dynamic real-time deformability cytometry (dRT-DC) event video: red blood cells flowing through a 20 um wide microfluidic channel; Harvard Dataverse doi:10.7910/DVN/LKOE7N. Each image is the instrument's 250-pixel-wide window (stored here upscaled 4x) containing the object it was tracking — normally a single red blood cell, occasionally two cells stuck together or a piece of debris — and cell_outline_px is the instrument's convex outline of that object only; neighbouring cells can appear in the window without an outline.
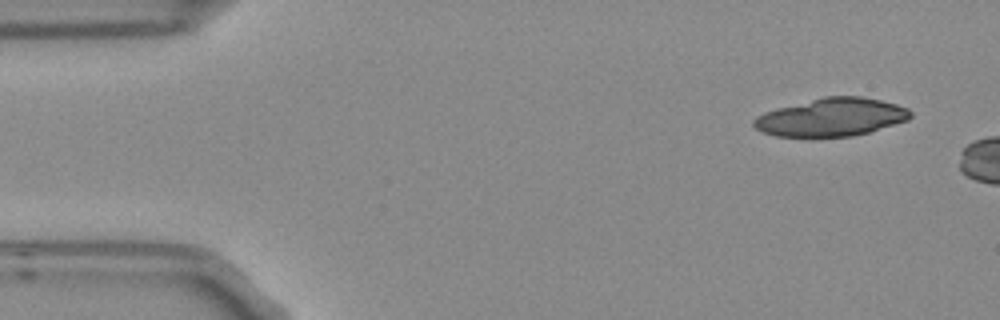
{"species": "Egyptian fruit bat (a non-hibernating species)", "species_latin": "Rousettus aegyptiacus", "temperature_condition": "room temperature", "stored_images_in_passage": 3, "camera_frame_rate_fps": 3000, "um_per_image_px": 0.085, "frame": {"image": 1, "passage_image": 1, "time_ms": 0.0, "image_size_px": [1000, 320], "cell_outline_px": [[912, 116], [908, 120], [868, 132], [852, 136], [812, 140], [804, 140], [776, 136], [764, 132], [756, 128], [752, 124], [752, 120], [756, 116], [764, 112], [776, 108], [824, 96], [860, 96], [880, 100], [896, 104], [908, 108], [912, 112]], "centroid_in_image_um": [70.61, 10.01], "position_along_channel_um": 14.4, "area_um2": 35.78}}